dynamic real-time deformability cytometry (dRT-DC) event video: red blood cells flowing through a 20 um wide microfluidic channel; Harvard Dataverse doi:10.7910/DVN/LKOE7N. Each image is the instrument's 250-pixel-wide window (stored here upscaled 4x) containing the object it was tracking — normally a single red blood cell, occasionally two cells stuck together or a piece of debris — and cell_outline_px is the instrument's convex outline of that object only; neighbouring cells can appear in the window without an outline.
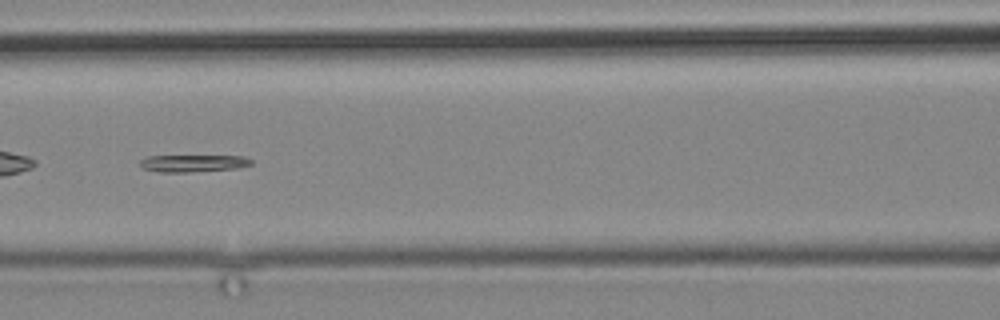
{"species": "common noctule bat (a hibernating species)", "species_latin": "Nyctalus noctula", "temperature_condition": "cold", "stored_images_in_passage": 13, "camera_frame_rate_fps": 3000, "um_per_image_px": 0.085, "animal": {"sex": "male", "body_mass_g": 19.2, "forearm_length_mm": 51.8}, "frame": {"image": 1, "passage_image": 11, "time_ms": 13.667, "image_size_px": [1000, 320], "cell_outline_px": [[252, 164], [236, 168], [188, 172], [160, 172], [144, 168], [140, 164], [140, 160], [148, 156], [244, 156], [252, 160]], "centroid_in_image_um": [16.42, 13.87], "position_along_channel_um": 150.2, "area_um2": 10.92}}